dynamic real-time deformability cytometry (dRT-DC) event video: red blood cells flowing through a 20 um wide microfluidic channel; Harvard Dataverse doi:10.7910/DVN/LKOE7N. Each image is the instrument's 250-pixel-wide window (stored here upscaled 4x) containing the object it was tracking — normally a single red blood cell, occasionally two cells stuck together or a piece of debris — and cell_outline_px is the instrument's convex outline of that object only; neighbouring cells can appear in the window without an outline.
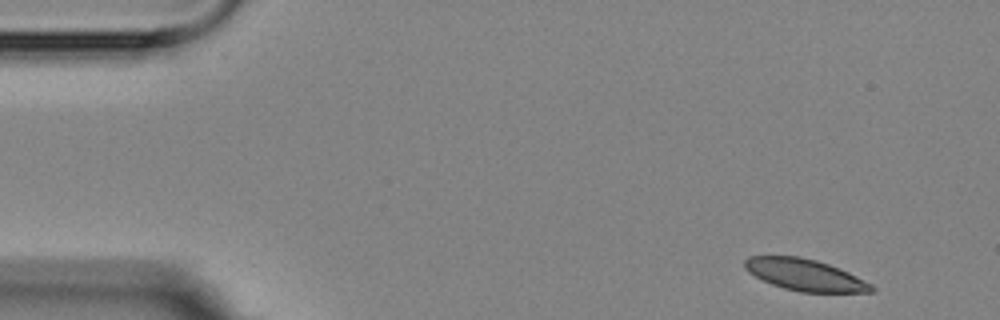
{"species": "Egyptian fruit bat (a non-hibernating species)", "species_latin": "Rousettus aegyptiacus", "temperature_condition": "room temperature", "stored_images_in_passage": 3, "camera_frame_rate_fps": 3000, "um_per_image_px": 0.085, "animal": {"sex": "female"}, "frame": {"image": 1, "passage_image": 1, "time_ms": 0.0, "image_size_px": [1000, 320], "cell_outline_px": [[876, 288], [872, 292], [800, 292], [784, 288], [772, 284], [748, 272], [744, 268], [744, 260], [748, 256], [800, 256], [816, 260], [840, 268], [872, 284]], "centroid_in_image_um": [68.42, 23.36], "position_along_channel_um": 16.6, "area_um2": 23.29}}
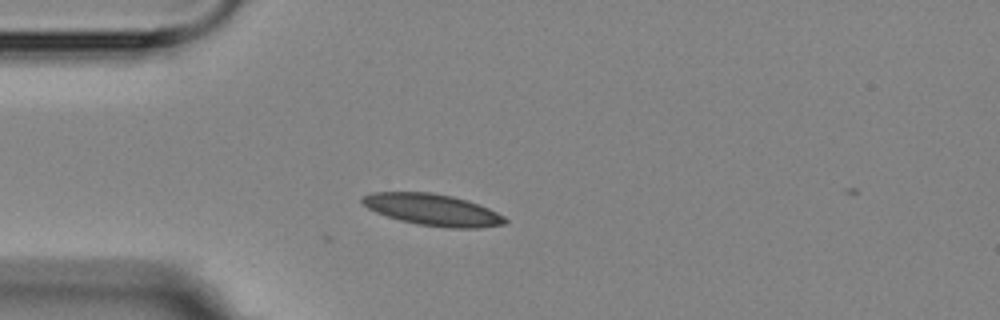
{"frame": {"image": 2, "passage_image": 3, "time_ms": 3.333, "image_size_px": [1000, 320], "cell_outline_px": [[508, 220], [504, 224], [480, 228], [448, 228], [416, 224], [400, 220], [376, 212], [368, 208], [360, 200], [364, 196], [372, 192], [432, 192], [452, 196], [468, 200], [488, 208], [504, 216]], "centroid_in_image_um": [36.79, 17.83], "position_along_channel_um": 48.2, "area_um2": 26.24}}